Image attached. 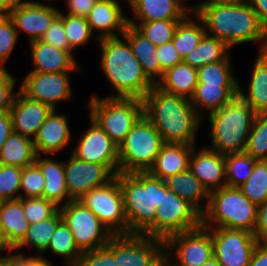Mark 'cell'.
Here are the masks:
<instances>
[{"label": "cell", "instance_id": "47", "mask_svg": "<svg viewBox=\"0 0 267 266\" xmlns=\"http://www.w3.org/2000/svg\"><path fill=\"white\" fill-rule=\"evenodd\" d=\"M18 37L12 19L0 14V68H6V61L14 50Z\"/></svg>", "mask_w": 267, "mask_h": 266}, {"label": "cell", "instance_id": "63", "mask_svg": "<svg viewBox=\"0 0 267 266\" xmlns=\"http://www.w3.org/2000/svg\"><path fill=\"white\" fill-rule=\"evenodd\" d=\"M202 266H221L215 257L205 262Z\"/></svg>", "mask_w": 267, "mask_h": 266}, {"label": "cell", "instance_id": "33", "mask_svg": "<svg viewBox=\"0 0 267 266\" xmlns=\"http://www.w3.org/2000/svg\"><path fill=\"white\" fill-rule=\"evenodd\" d=\"M37 153L32 139L12 132L0 152V164L24 168L35 163Z\"/></svg>", "mask_w": 267, "mask_h": 266}, {"label": "cell", "instance_id": "62", "mask_svg": "<svg viewBox=\"0 0 267 266\" xmlns=\"http://www.w3.org/2000/svg\"><path fill=\"white\" fill-rule=\"evenodd\" d=\"M157 266H176V265L172 263V261L165 255Z\"/></svg>", "mask_w": 267, "mask_h": 266}, {"label": "cell", "instance_id": "52", "mask_svg": "<svg viewBox=\"0 0 267 266\" xmlns=\"http://www.w3.org/2000/svg\"><path fill=\"white\" fill-rule=\"evenodd\" d=\"M253 235L258 242H267V200L257 206Z\"/></svg>", "mask_w": 267, "mask_h": 266}, {"label": "cell", "instance_id": "44", "mask_svg": "<svg viewBox=\"0 0 267 266\" xmlns=\"http://www.w3.org/2000/svg\"><path fill=\"white\" fill-rule=\"evenodd\" d=\"M19 200L30 225L52 217L59 210L55 203L43 197L19 198Z\"/></svg>", "mask_w": 267, "mask_h": 266}, {"label": "cell", "instance_id": "2", "mask_svg": "<svg viewBox=\"0 0 267 266\" xmlns=\"http://www.w3.org/2000/svg\"><path fill=\"white\" fill-rule=\"evenodd\" d=\"M144 115L165 143L196 145L202 118L190 99L167 93L154 85L143 99Z\"/></svg>", "mask_w": 267, "mask_h": 266}, {"label": "cell", "instance_id": "28", "mask_svg": "<svg viewBox=\"0 0 267 266\" xmlns=\"http://www.w3.org/2000/svg\"><path fill=\"white\" fill-rule=\"evenodd\" d=\"M29 226L19 199L0 201V230L12 250L26 236Z\"/></svg>", "mask_w": 267, "mask_h": 266}, {"label": "cell", "instance_id": "27", "mask_svg": "<svg viewBox=\"0 0 267 266\" xmlns=\"http://www.w3.org/2000/svg\"><path fill=\"white\" fill-rule=\"evenodd\" d=\"M35 163L40 167L45 179L42 197L52 201L59 208L70 202L65 181L64 162L54 160L50 155L45 157L37 155Z\"/></svg>", "mask_w": 267, "mask_h": 266}, {"label": "cell", "instance_id": "50", "mask_svg": "<svg viewBox=\"0 0 267 266\" xmlns=\"http://www.w3.org/2000/svg\"><path fill=\"white\" fill-rule=\"evenodd\" d=\"M76 266H117L114 256L105 248L82 252Z\"/></svg>", "mask_w": 267, "mask_h": 266}, {"label": "cell", "instance_id": "54", "mask_svg": "<svg viewBox=\"0 0 267 266\" xmlns=\"http://www.w3.org/2000/svg\"><path fill=\"white\" fill-rule=\"evenodd\" d=\"M16 266H54L49 260L41 256H26L15 252Z\"/></svg>", "mask_w": 267, "mask_h": 266}, {"label": "cell", "instance_id": "32", "mask_svg": "<svg viewBox=\"0 0 267 266\" xmlns=\"http://www.w3.org/2000/svg\"><path fill=\"white\" fill-rule=\"evenodd\" d=\"M197 84V68L181 61L168 68L156 85L167 93L190 99Z\"/></svg>", "mask_w": 267, "mask_h": 266}, {"label": "cell", "instance_id": "3", "mask_svg": "<svg viewBox=\"0 0 267 266\" xmlns=\"http://www.w3.org/2000/svg\"><path fill=\"white\" fill-rule=\"evenodd\" d=\"M128 234L155 238L156 209L163 201V180L147 172L117 173Z\"/></svg>", "mask_w": 267, "mask_h": 266}, {"label": "cell", "instance_id": "19", "mask_svg": "<svg viewBox=\"0 0 267 266\" xmlns=\"http://www.w3.org/2000/svg\"><path fill=\"white\" fill-rule=\"evenodd\" d=\"M52 110L49 105L32 100L18 90L9 111L13 132L34 140Z\"/></svg>", "mask_w": 267, "mask_h": 266}, {"label": "cell", "instance_id": "25", "mask_svg": "<svg viewBox=\"0 0 267 266\" xmlns=\"http://www.w3.org/2000/svg\"><path fill=\"white\" fill-rule=\"evenodd\" d=\"M196 145L182 143H164L149 173L165 180L176 173L189 169L192 150Z\"/></svg>", "mask_w": 267, "mask_h": 266}, {"label": "cell", "instance_id": "11", "mask_svg": "<svg viewBox=\"0 0 267 266\" xmlns=\"http://www.w3.org/2000/svg\"><path fill=\"white\" fill-rule=\"evenodd\" d=\"M59 211L82 252L103 248L114 236L99 218L78 200H71L61 206Z\"/></svg>", "mask_w": 267, "mask_h": 266}, {"label": "cell", "instance_id": "21", "mask_svg": "<svg viewBox=\"0 0 267 266\" xmlns=\"http://www.w3.org/2000/svg\"><path fill=\"white\" fill-rule=\"evenodd\" d=\"M123 8L118 0H98L89 12L87 22L92 33L98 30L96 42L103 38L118 37L125 32L128 17L124 16ZM117 30L116 33L114 30Z\"/></svg>", "mask_w": 267, "mask_h": 266}, {"label": "cell", "instance_id": "41", "mask_svg": "<svg viewBox=\"0 0 267 266\" xmlns=\"http://www.w3.org/2000/svg\"><path fill=\"white\" fill-rule=\"evenodd\" d=\"M256 206L267 200V160H257L251 176L239 187Z\"/></svg>", "mask_w": 267, "mask_h": 266}, {"label": "cell", "instance_id": "31", "mask_svg": "<svg viewBox=\"0 0 267 266\" xmlns=\"http://www.w3.org/2000/svg\"><path fill=\"white\" fill-rule=\"evenodd\" d=\"M164 181L168 189L182 199L187 200L201 214L206 210L209 203V192L189 169L176 173ZM202 200H205L206 203H203Z\"/></svg>", "mask_w": 267, "mask_h": 266}, {"label": "cell", "instance_id": "34", "mask_svg": "<svg viewBox=\"0 0 267 266\" xmlns=\"http://www.w3.org/2000/svg\"><path fill=\"white\" fill-rule=\"evenodd\" d=\"M230 47L217 37L205 33L199 44L184 58V62L192 67L201 66L226 60Z\"/></svg>", "mask_w": 267, "mask_h": 266}, {"label": "cell", "instance_id": "13", "mask_svg": "<svg viewBox=\"0 0 267 266\" xmlns=\"http://www.w3.org/2000/svg\"><path fill=\"white\" fill-rule=\"evenodd\" d=\"M165 252L168 258L171 253L175 254L173 263L176 266H202L214 257L211 234L202 225L174 234L165 240Z\"/></svg>", "mask_w": 267, "mask_h": 266}, {"label": "cell", "instance_id": "53", "mask_svg": "<svg viewBox=\"0 0 267 266\" xmlns=\"http://www.w3.org/2000/svg\"><path fill=\"white\" fill-rule=\"evenodd\" d=\"M98 0H66L67 14L87 17Z\"/></svg>", "mask_w": 267, "mask_h": 266}, {"label": "cell", "instance_id": "16", "mask_svg": "<svg viewBox=\"0 0 267 266\" xmlns=\"http://www.w3.org/2000/svg\"><path fill=\"white\" fill-rule=\"evenodd\" d=\"M64 172L71 200L80 199L92 189L108 184L116 176L106 165L80 160L72 153L64 162Z\"/></svg>", "mask_w": 267, "mask_h": 266}, {"label": "cell", "instance_id": "24", "mask_svg": "<svg viewBox=\"0 0 267 266\" xmlns=\"http://www.w3.org/2000/svg\"><path fill=\"white\" fill-rule=\"evenodd\" d=\"M134 19L128 21L183 20L191 11L180 0H127Z\"/></svg>", "mask_w": 267, "mask_h": 266}, {"label": "cell", "instance_id": "35", "mask_svg": "<svg viewBox=\"0 0 267 266\" xmlns=\"http://www.w3.org/2000/svg\"><path fill=\"white\" fill-rule=\"evenodd\" d=\"M61 221L62 216L58 210L52 217L31 224L27 230L26 236L13 249L15 250L14 252L23 254V252L20 251L23 247H34V250L37 252V256L42 257L43 252L48 248L52 234Z\"/></svg>", "mask_w": 267, "mask_h": 266}, {"label": "cell", "instance_id": "23", "mask_svg": "<svg viewBox=\"0 0 267 266\" xmlns=\"http://www.w3.org/2000/svg\"><path fill=\"white\" fill-rule=\"evenodd\" d=\"M30 44L33 70L29 72L62 73L80 71V66L74 56L66 50L48 45L40 40Z\"/></svg>", "mask_w": 267, "mask_h": 266}, {"label": "cell", "instance_id": "12", "mask_svg": "<svg viewBox=\"0 0 267 266\" xmlns=\"http://www.w3.org/2000/svg\"><path fill=\"white\" fill-rule=\"evenodd\" d=\"M92 211L113 235H128L123 195L118 179L92 189L78 199Z\"/></svg>", "mask_w": 267, "mask_h": 266}, {"label": "cell", "instance_id": "1", "mask_svg": "<svg viewBox=\"0 0 267 266\" xmlns=\"http://www.w3.org/2000/svg\"><path fill=\"white\" fill-rule=\"evenodd\" d=\"M194 14L203 22L207 34L224 41L230 48L259 42V51H267V31L246 0L212 2L198 7Z\"/></svg>", "mask_w": 267, "mask_h": 266}, {"label": "cell", "instance_id": "8", "mask_svg": "<svg viewBox=\"0 0 267 266\" xmlns=\"http://www.w3.org/2000/svg\"><path fill=\"white\" fill-rule=\"evenodd\" d=\"M165 142L143 114L118 146L119 172H147Z\"/></svg>", "mask_w": 267, "mask_h": 266}, {"label": "cell", "instance_id": "46", "mask_svg": "<svg viewBox=\"0 0 267 266\" xmlns=\"http://www.w3.org/2000/svg\"><path fill=\"white\" fill-rule=\"evenodd\" d=\"M44 183V176L36 163L25 166L20 179V198L42 197Z\"/></svg>", "mask_w": 267, "mask_h": 266}, {"label": "cell", "instance_id": "14", "mask_svg": "<svg viewBox=\"0 0 267 266\" xmlns=\"http://www.w3.org/2000/svg\"><path fill=\"white\" fill-rule=\"evenodd\" d=\"M212 238L213 253L221 266H248L258 243L253 233L224 228H206Z\"/></svg>", "mask_w": 267, "mask_h": 266}, {"label": "cell", "instance_id": "60", "mask_svg": "<svg viewBox=\"0 0 267 266\" xmlns=\"http://www.w3.org/2000/svg\"><path fill=\"white\" fill-rule=\"evenodd\" d=\"M226 1H232V0H204L203 2H199L197 5L189 6L190 11L193 13L198 7H201L202 5H206L212 2H226Z\"/></svg>", "mask_w": 267, "mask_h": 266}, {"label": "cell", "instance_id": "42", "mask_svg": "<svg viewBox=\"0 0 267 266\" xmlns=\"http://www.w3.org/2000/svg\"><path fill=\"white\" fill-rule=\"evenodd\" d=\"M245 153L257 160H267V113L256 114Z\"/></svg>", "mask_w": 267, "mask_h": 266}, {"label": "cell", "instance_id": "10", "mask_svg": "<svg viewBox=\"0 0 267 266\" xmlns=\"http://www.w3.org/2000/svg\"><path fill=\"white\" fill-rule=\"evenodd\" d=\"M202 225V214L187 200L167 188L163 180V201L156 209L155 238L194 230Z\"/></svg>", "mask_w": 267, "mask_h": 266}, {"label": "cell", "instance_id": "56", "mask_svg": "<svg viewBox=\"0 0 267 266\" xmlns=\"http://www.w3.org/2000/svg\"><path fill=\"white\" fill-rule=\"evenodd\" d=\"M12 132L13 126L10 112L0 113V152L3 144Z\"/></svg>", "mask_w": 267, "mask_h": 266}, {"label": "cell", "instance_id": "55", "mask_svg": "<svg viewBox=\"0 0 267 266\" xmlns=\"http://www.w3.org/2000/svg\"><path fill=\"white\" fill-rule=\"evenodd\" d=\"M248 266H267V242H258Z\"/></svg>", "mask_w": 267, "mask_h": 266}, {"label": "cell", "instance_id": "6", "mask_svg": "<svg viewBox=\"0 0 267 266\" xmlns=\"http://www.w3.org/2000/svg\"><path fill=\"white\" fill-rule=\"evenodd\" d=\"M257 206L237 187L224 186L209 194V203L202 213L205 228L241 229L253 233Z\"/></svg>", "mask_w": 267, "mask_h": 266}, {"label": "cell", "instance_id": "36", "mask_svg": "<svg viewBox=\"0 0 267 266\" xmlns=\"http://www.w3.org/2000/svg\"><path fill=\"white\" fill-rule=\"evenodd\" d=\"M205 33L206 31L203 22L194 14V12L189 13L179 22L172 42L182 60H184L190 51L195 49Z\"/></svg>", "mask_w": 267, "mask_h": 266}, {"label": "cell", "instance_id": "43", "mask_svg": "<svg viewBox=\"0 0 267 266\" xmlns=\"http://www.w3.org/2000/svg\"><path fill=\"white\" fill-rule=\"evenodd\" d=\"M63 25L69 45L75 50L87 44L94 35L86 17L63 13Z\"/></svg>", "mask_w": 267, "mask_h": 266}, {"label": "cell", "instance_id": "61", "mask_svg": "<svg viewBox=\"0 0 267 266\" xmlns=\"http://www.w3.org/2000/svg\"><path fill=\"white\" fill-rule=\"evenodd\" d=\"M10 251H12V249L7 245L3 235L1 233V230H0V252L7 253Z\"/></svg>", "mask_w": 267, "mask_h": 266}, {"label": "cell", "instance_id": "40", "mask_svg": "<svg viewBox=\"0 0 267 266\" xmlns=\"http://www.w3.org/2000/svg\"><path fill=\"white\" fill-rule=\"evenodd\" d=\"M230 61V57H228L226 60L197 68L198 83H206L207 85H239Z\"/></svg>", "mask_w": 267, "mask_h": 266}, {"label": "cell", "instance_id": "22", "mask_svg": "<svg viewBox=\"0 0 267 266\" xmlns=\"http://www.w3.org/2000/svg\"><path fill=\"white\" fill-rule=\"evenodd\" d=\"M68 119L67 115L56 114V109L51 111L33 140L37 155L56 154L66 149L71 141Z\"/></svg>", "mask_w": 267, "mask_h": 266}, {"label": "cell", "instance_id": "58", "mask_svg": "<svg viewBox=\"0 0 267 266\" xmlns=\"http://www.w3.org/2000/svg\"><path fill=\"white\" fill-rule=\"evenodd\" d=\"M28 0H0V14L8 15L11 11L22 6Z\"/></svg>", "mask_w": 267, "mask_h": 266}, {"label": "cell", "instance_id": "17", "mask_svg": "<svg viewBox=\"0 0 267 266\" xmlns=\"http://www.w3.org/2000/svg\"><path fill=\"white\" fill-rule=\"evenodd\" d=\"M77 142L72 154L83 161L106 165L115 175L119 173L118 145L93 121Z\"/></svg>", "mask_w": 267, "mask_h": 266}, {"label": "cell", "instance_id": "49", "mask_svg": "<svg viewBox=\"0 0 267 266\" xmlns=\"http://www.w3.org/2000/svg\"><path fill=\"white\" fill-rule=\"evenodd\" d=\"M16 78L6 68H0V113L10 111L13 99Z\"/></svg>", "mask_w": 267, "mask_h": 266}, {"label": "cell", "instance_id": "45", "mask_svg": "<svg viewBox=\"0 0 267 266\" xmlns=\"http://www.w3.org/2000/svg\"><path fill=\"white\" fill-rule=\"evenodd\" d=\"M22 167L0 164V201L20 198Z\"/></svg>", "mask_w": 267, "mask_h": 266}, {"label": "cell", "instance_id": "57", "mask_svg": "<svg viewBox=\"0 0 267 266\" xmlns=\"http://www.w3.org/2000/svg\"><path fill=\"white\" fill-rule=\"evenodd\" d=\"M256 13L260 24L267 31V0H246Z\"/></svg>", "mask_w": 267, "mask_h": 266}, {"label": "cell", "instance_id": "64", "mask_svg": "<svg viewBox=\"0 0 267 266\" xmlns=\"http://www.w3.org/2000/svg\"><path fill=\"white\" fill-rule=\"evenodd\" d=\"M181 2H183L184 4H186V1H188V0H180Z\"/></svg>", "mask_w": 267, "mask_h": 266}, {"label": "cell", "instance_id": "39", "mask_svg": "<svg viewBox=\"0 0 267 266\" xmlns=\"http://www.w3.org/2000/svg\"><path fill=\"white\" fill-rule=\"evenodd\" d=\"M181 20L128 21L156 47L172 41Z\"/></svg>", "mask_w": 267, "mask_h": 266}, {"label": "cell", "instance_id": "37", "mask_svg": "<svg viewBox=\"0 0 267 266\" xmlns=\"http://www.w3.org/2000/svg\"><path fill=\"white\" fill-rule=\"evenodd\" d=\"M55 256L64 257L66 266H76L82 251L77 247L72 232L62 220L49 241L48 248L43 252L49 251Z\"/></svg>", "mask_w": 267, "mask_h": 266}, {"label": "cell", "instance_id": "9", "mask_svg": "<svg viewBox=\"0 0 267 266\" xmlns=\"http://www.w3.org/2000/svg\"><path fill=\"white\" fill-rule=\"evenodd\" d=\"M105 248L117 266H157L166 255L165 240L143 234L114 235Z\"/></svg>", "mask_w": 267, "mask_h": 266}, {"label": "cell", "instance_id": "4", "mask_svg": "<svg viewBox=\"0 0 267 266\" xmlns=\"http://www.w3.org/2000/svg\"><path fill=\"white\" fill-rule=\"evenodd\" d=\"M97 42L102 53L100 68L115 90V94L106 97L143 100L154 84L144 74L127 39L122 35Z\"/></svg>", "mask_w": 267, "mask_h": 266}, {"label": "cell", "instance_id": "59", "mask_svg": "<svg viewBox=\"0 0 267 266\" xmlns=\"http://www.w3.org/2000/svg\"><path fill=\"white\" fill-rule=\"evenodd\" d=\"M12 252V253H11ZM0 266H16L15 265V252L10 251L4 256H0Z\"/></svg>", "mask_w": 267, "mask_h": 266}, {"label": "cell", "instance_id": "5", "mask_svg": "<svg viewBox=\"0 0 267 266\" xmlns=\"http://www.w3.org/2000/svg\"><path fill=\"white\" fill-rule=\"evenodd\" d=\"M256 113L238 94L227 105L210 113L211 145L222 156L244 152Z\"/></svg>", "mask_w": 267, "mask_h": 266}, {"label": "cell", "instance_id": "38", "mask_svg": "<svg viewBox=\"0 0 267 266\" xmlns=\"http://www.w3.org/2000/svg\"><path fill=\"white\" fill-rule=\"evenodd\" d=\"M257 159L245 152L225 156V178L230 187L239 188L251 176Z\"/></svg>", "mask_w": 267, "mask_h": 266}, {"label": "cell", "instance_id": "30", "mask_svg": "<svg viewBox=\"0 0 267 266\" xmlns=\"http://www.w3.org/2000/svg\"><path fill=\"white\" fill-rule=\"evenodd\" d=\"M253 64L248 91L245 93L239 84L238 94L256 114L267 113V51L259 52Z\"/></svg>", "mask_w": 267, "mask_h": 266}, {"label": "cell", "instance_id": "15", "mask_svg": "<svg viewBox=\"0 0 267 266\" xmlns=\"http://www.w3.org/2000/svg\"><path fill=\"white\" fill-rule=\"evenodd\" d=\"M70 73L29 72L18 89L28 98L57 109L58 102L72 97Z\"/></svg>", "mask_w": 267, "mask_h": 266}, {"label": "cell", "instance_id": "51", "mask_svg": "<svg viewBox=\"0 0 267 266\" xmlns=\"http://www.w3.org/2000/svg\"><path fill=\"white\" fill-rule=\"evenodd\" d=\"M156 51L161 68L164 71L183 61L176 51L172 41L156 47Z\"/></svg>", "mask_w": 267, "mask_h": 266}, {"label": "cell", "instance_id": "20", "mask_svg": "<svg viewBox=\"0 0 267 266\" xmlns=\"http://www.w3.org/2000/svg\"><path fill=\"white\" fill-rule=\"evenodd\" d=\"M194 146L189 162V170L201 181L209 194L227 186L225 178V156L202 147Z\"/></svg>", "mask_w": 267, "mask_h": 266}, {"label": "cell", "instance_id": "18", "mask_svg": "<svg viewBox=\"0 0 267 266\" xmlns=\"http://www.w3.org/2000/svg\"><path fill=\"white\" fill-rule=\"evenodd\" d=\"M59 12L60 10L51 4L28 0L8 16L12 19L17 34L24 32L31 43L42 38Z\"/></svg>", "mask_w": 267, "mask_h": 266}, {"label": "cell", "instance_id": "48", "mask_svg": "<svg viewBox=\"0 0 267 266\" xmlns=\"http://www.w3.org/2000/svg\"><path fill=\"white\" fill-rule=\"evenodd\" d=\"M40 41L56 48L69 51L72 55L75 54L74 49L69 45L64 31L62 11H60L59 15L53 20Z\"/></svg>", "mask_w": 267, "mask_h": 266}, {"label": "cell", "instance_id": "7", "mask_svg": "<svg viewBox=\"0 0 267 266\" xmlns=\"http://www.w3.org/2000/svg\"><path fill=\"white\" fill-rule=\"evenodd\" d=\"M89 117L119 146L131 127L144 114L143 100L102 97L93 94L88 104Z\"/></svg>", "mask_w": 267, "mask_h": 266}, {"label": "cell", "instance_id": "26", "mask_svg": "<svg viewBox=\"0 0 267 266\" xmlns=\"http://www.w3.org/2000/svg\"><path fill=\"white\" fill-rule=\"evenodd\" d=\"M123 36L129 42L133 54L141 64L144 74L156 85L162 79L165 72L161 68L157 57L156 46L134 26L129 24L126 26Z\"/></svg>", "mask_w": 267, "mask_h": 266}, {"label": "cell", "instance_id": "29", "mask_svg": "<svg viewBox=\"0 0 267 266\" xmlns=\"http://www.w3.org/2000/svg\"><path fill=\"white\" fill-rule=\"evenodd\" d=\"M238 92L239 85H207L206 83H198L190 98V102L198 115L203 119L201 110H208V114L218 111L238 95Z\"/></svg>", "mask_w": 267, "mask_h": 266}]
</instances>
